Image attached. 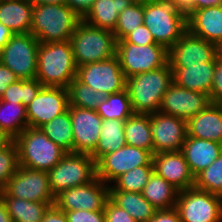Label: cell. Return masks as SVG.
Masks as SVG:
<instances>
[{
	"mask_svg": "<svg viewBox=\"0 0 222 222\" xmlns=\"http://www.w3.org/2000/svg\"><path fill=\"white\" fill-rule=\"evenodd\" d=\"M74 153L91 154L99 141L103 119L96 110L69 106Z\"/></svg>",
	"mask_w": 222,
	"mask_h": 222,
	"instance_id": "cell-19",
	"label": "cell"
},
{
	"mask_svg": "<svg viewBox=\"0 0 222 222\" xmlns=\"http://www.w3.org/2000/svg\"><path fill=\"white\" fill-rule=\"evenodd\" d=\"M19 166L48 172L68 152L50 140L40 128L26 127L15 139Z\"/></svg>",
	"mask_w": 222,
	"mask_h": 222,
	"instance_id": "cell-6",
	"label": "cell"
},
{
	"mask_svg": "<svg viewBox=\"0 0 222 222\" xmlns=\"http://www.w3.org/2000/svg\"><path fill=\"white\" fill-rule=\"evenodd\" d=\"M194 177L206 169L222 153V144L187 136L181 149Z\"/></svg>",
	"mask_w": 222,
	"mask_h": 222,
	"instance_id": "cell-23",
	"label": "cell"
},
{
	"mask_svg": "<svg viewBox=\"0 0 222 222\" xmlns=\"http://www.w3.org/2000/svg\"><path fill=\"white\" fill-rule=\"evenodd\" d=\"M0 222H13L11 216L7 211L5 203L1 198H0Z\"/></svg>",
	"mask_w": 222,
	"mask_h": 222,
	"instance_id": "cell-52",
	"label": "cell"
},
{
	"mask_svg": "<svg viewBox=\"0 0 222 222\" xmlns=\"http://www.w3.org/2000/svg\"><path fill=\"white\" fill-rule=\"evenodd\" d=\"M109 199V185L97 176L89 183L66 189L55 196L54 205L62 210H104Z\"/></svg>",
	"mask_w": 222,
	"mask_h": 222,
	"instance_id": "cell-13",
	"label": "cell"
},
{
	"mask_svg": "<svg viewBox=\"0 0 222 222\" xmlns=\"http://www.w3.org/2000/svg\"><path fill=\"white\" fill-rule=\"evenodd\" d=\"M187 30L217 47L222 44V5L190 11Z\"/></svg>",
	"mask_w": 222,
	"mask_h": 222,
	"instance_id": "cell-21",
	"label": "cell"
},
{
	"mask_svg": "<svg viewBox=\"0 0 222 222\" xmlns=\"http://www.w3.org/2000/svg\"><path fill=\"white\" fill-rule=\"evenodd\" d=\"M116 56L126 79L159 69L168 63V50L159 44L117 43Z\"/></svg>",
	"mask_w": 222,
	"mask_h": 222,
	"instance_id": "cell-10",
	"label": "cell"
},
{
	"mask_svg": "<svg viewBox=\"0 0 222 222\" xmlns=\"http://www.w3.org/2000/svg\"><path fill=\"white\" fill-rule=\"evenodd\" d=\"M69 108L68 89L43 86L37 96L26 106L28 127L40 128Z\"/></svg>",
	"mask_w": 222,
	"mask_h": 222,
	"instance_id": "cell-15",
	"label": "cell"
},
{
	"mask_svg": "<svg viewBox=\"0 0 222 222\" xmlns=\"http://www.w3.org/2000/svg\"><path fill=\"white\" fill-rule=\"evenodd\" d=\"M0 196H10L40 203H54L55 201L50 190L47 172L21 166L0 190Z\"/></svg>",
	"mask_w": 222,
	"mask_h": 222,
	"instance_id": "cell-11",
	"label": "cell"
},
{
	"mask_svg": "<svg viewBox=\"0 0 222 222\" xmlns=\"http://www.w3.org/2000/svg\"><path fill=\"white\" fill-rule=\"evenodd\" d=\"M152 163L154 172L179 191L194 187L195 177L181 150L154 154Z\"/></svg>",
	"mask_w": 222,
	"mask_h": 222,
	"instance_id": "cell-20",
	"label": "cell"
},
{
	"mask_svg": "<svg viewBox=\"0 0 222 222\" xmlns=\"http://www.w3.org/2000/svg\"><path fill=\"white\" fill-rule=\"evenodd\" d=\"M149 128L154 154L182 149L187 137V121L184 119L158 111L149 114Z\"/></svg>",
	"mask_w": 222,
	"mask_h": 222,
	"instance_id": "cell-17",
	"label": "cell"
},
{
	"mask_svg": "<svg viewBox=\"0 0 222 222\" xmlns=\"http://www.w3.org/2000/svg\"><path fill=\"white\" fill-rule=\"evenodd\" d=\"M220 5H222V0H194L193 11Z\"/></svg>",
	"mask_w": 222,
	"mask_h": 222,
	"instance_id": "cell-49",
	"label": "cell"
},
{
	"mask_svg": "<svg viewBox=\"0 0 222 222\" xmlns=\"http://www.w3.org/2000/svg\"><path fill=\"white\" fill-rule=\"evenodd\" d=\"M179 190L155 172L142 191L143 196L157 209H171L176 206Z\"/></svg>",
	"mask_w": 222,
	"mask_h": 222,
	"instance_id": "cell-28",
	"label": "cell"
},
{
	"mask_svg": "<svg viewBox=\"0 0 222 222\" xmlns=\"http://www.w3.org/2000/svg\"><path fill=\"white\" fill-rule=\"evenodd\" d=\"M40 129L55 144L67 152L74 153L73 130L69 109L42 125Z\"/></svg>",
	"mask_w": 222,
	"mask_h": 222,
	"instance_id": "cell-33",
	"label": "cell"
},
{
	"mask_svg": "<svg viewBox=\"0 0 222 222\" xmlns=\"http://www.w3.org/2000/svg\"><path fill=\"white\" fill-rule=\"evenodd\" d=\"M41 222H67V217L65 212L52 205L45 212Z\"/></svg>",
	"mask_w": 222,
	"mask_h": 222,
	"instance_id": "cell-48",
	"label": "cell"
},
{
	"mask_svg": "<svg viewBox=\"0 0 222 222\" xmlns=\"http://www.w3.org/2000/svg\"><path fill=\"white\" fill-rule=\"evenodd\" d=\"M67 222H105L104 210L87 211L74 210L66 211Z\"/></svg>",
	"mask_w": 222,
	"mask_h": 222,
	"instance_id": "cell-41",
	"label": "cell"
},
{
	"mask_svg": "<svg viewBox=\"0 0 222 222\" xmlns=\"http://www.w3.org/2000/svg\"><path fill=\"white\" fill-rule=\"evenodd\" d=\"M82 18L66 4L33 6L31 34L39 43L65 42Z\"/></svg>",
	"mask_w": 222,
	"mask_h": 222,
	"instance_id": "cell-4",
	"label": "cell"
},
{
	"mask_svg": "<svg viewBox=\"0 0 222 222\" xmlns=\"http://www.w3.org/2000/svg\"><path fill=\"white\" fill-rule=\"evenodd\" d=\"M219 49L200 37L191 34L188 30L168 50V63L171 68L188 67L212 61Z\"/></svg>",
	"mask_w": 222,
	"mask_h": 222,
	"instance_id": "cell-18",
	"label": "cell"
},
{
	"mask_svg": "<svg viewBox=\"0 0 222 222\" xmlns=\"http://www.w3.org/2000/svg\"><path fill=\"white\" fill-rule=\"evenodd\" d=\"M13 222H41L45 212L54 203H40L21 198L0 196Z\"/></svg>",
	"mask_w": 222,
	"mask_h": 222,
	"instance_id": "cell-30",
	"label": "cell"
},
{
	"mask_svg": "<svg viewBox=\"0 0 222 222\" xmlns=\"http://www.w3.org/2000/svg\"><path fill=\"white\" fill-rule=\"evenodd\" d=\"M96 112L103 120L114 119L125 121L134 114L127 89L107 95Z\"/></svg>",
	"mask_w": 222,
	"mask_h": 222,
	"instance_id": "cell-34",
	"label": "cell"
},
{
	"mask_svg": "<svg viewBox=\"0 0 222 222\" xmlns=\"http://www.w3.org/2000/svg\"><path fill=\"white\" fill-rule=\"evenodd\" d=\"M153 172V165H143L133 168L119 176L112 185H109V190L142 193L144 186L149 181Z\"/></svg>",
	"mask_w": 222,
	"mask_h": 222,
	"instance_id": "cell-36",
	"label": "cell"
},
{
	"mask_svg": "<svg viewBox=\"0 0 222 222\" xmlns=\"http://www.w3.org/2000/svg\"><path fill=\"white\" fill-rule=\"evenodd\" d=\"M219 53L222 54V44L218 47Z\"/></svg>",
	"mask_w": 222,
	"mask_h": 222,
	"instance_id": "cell-56",
	"label": "cell"
},
{
	"mask_svg": "<svg viewBox=\"0 0 222 222\" xmlns=\"http://www.w3.org/2000/svg\"><path fill=\"white\" fill-rule=\"evenodd\" d=\"M11 138L0 128V147L8 143Z\"/></svg>",
	"mask_w": 222,
	"mask_h": 222,
	"instance_id": "cell-54",
	"label": "cell"
},
{
	"mask_svg": "<svg viewBox=\"0 0 222 222\" xmlns=\"http://www.w3.org/2000/svg\"><path fill=\"white\" fill-rule=\"evenodd\" d=\"M19 167L18 147L14 139L0 147V190Z\"/></svg>",
	"mask_w": 222,
	"mask_h": 222,
	"instance_id": "cell-40",
	"label": "cell"
},
{
	"mask_svg": "<svg viewBox=\"0 0 222 222\" xmlns=\"http://www.w3.org/2000/svg\"><path fill=\"white\" fill-rule=\"evenodd\" d=\"M176 6L185 11L186 14L190 11H193V1L194 0H173Z\"/></svg>",
	"mask_w": 222,
	"mask_h": 222,
	"instance_id": "cell-51",
	"label": "cell"
},
{
	"mask_svg": "<svg viewBox=\"0 0 222 222\" xmlns=\"http://www.w3.org/2000/svg\"><path fill=\"white\" fill-rule=\"evenodd\" d=\"M215 65L216 57L209 62L188 65V67L171 68L173 71V82L188 90L210 95Z\"/></svg>",
	"mask_w": 222,
	"mask_h": 222,
	"instance_id": "cell-24",
	"label": "cell"
},
{
	"mask_svg": "<svg viewBox=\"0 0 222 222\" xmlns=\"http://www.w3.org/2000/svg\"><path fill=\"white\" fill-rule=\"evenodd\" d=\"M210 98L212 103L222 104V54L220 53L216 56V65L210 91Z\"/></svg>",
	"mask_w": 222,
	"mask_h": 222,
	"instance_id": "cell-43",
	"label": "cell"
},
{
	"mask_svg": "<svg viewBox=\"0 0 222 222\" xmlns=\"http://www.w3.org/2000/svg\"><path fill=\"white\" fill-rule=\"evenodd\" d=\"M105 222H138L125 209L120 208L110 198L104 208Z\"/></svg>",
	"mask_w": 222,
	"mask_h": 222,
	"instance_id": "cell-42",
	"label": "cell"
},
{
	"mask_svg": "<svg viewBox=\"0 0 222 222\" xmlns=\"http://www.w3.org/2000/svg\"><path fill=\"white\" fill-rule=\"evenodd\" d=\"M187 136L222 144V104L211 103L187 121Z\"/></svg>",
	"mask_w": 222,
	"mask_h": 222,
	"instance_id": "cell-22",
	"label": "cell"
},
{
	"mask_svg": "<svg viewBox=\"0 0 222 222\" xmlns=\"http://www.w3.org/2000/svg\"><path fill=\"white\" fill-rule=\"evenodd\" d=\"M13 35L14 33L8 27L0 23V52Z\"/></svg>",
	"mask_w": 222,
	"mask_h": 222,
	"instance_id": "cell-50",
	"label": "cell"
},
{
	"mask_svg": "<svg viewBox=\"0 0 222 222\" xmlns=\"http://www.w3.org/2000/svg\"><path fill=\"white\" fill-rule=\"evenodd\" d=\"M173 83V71L165 66L126 79L134 114H152L159 111L162 96Z\"/></svg>",
	"mask_w": 222,
	"mask_h": 222,
	"instance_id": "cell-3",
	"label": "cell"
},
{
	"mask_svg": "<svg viewBox=\"0 0 222 222\" xmlns=\"http://www.w3.org/2000/svg\"><path fill=\"white\" fill-rule=\"evenodd\" d=\"M132 3L130 0H95L82 20L92 26L114 31L119 14Z\"/></svg>",
	"mask_w": 222,
	"mask_h": 222,
	"instance_id": "cell-26",
	"label": "cell"
},
{
	"mask_svg": "<svg viewBox=\"0 0 222 222\" xmlns=\"http://www.w3.org/2000/svg\"><path fill=\"white\" fill-rule=\"evenodd\" d=\"M153 154L135 146L125 145L103 155L96 162V176L105 184H112L122 174L143 165H153Z\"/></svg>",
	"mask_w": 222,
	"mask_h": 222,
	"instance_id": "cell-12",
	"label": "cell"
},
{
	"mask_svg": "<svg viewBox=\"0 0 222 222\" xmlns=\"http://www.w3.org/2000/svg\"><path fill=\"white\" fill-rule=\"evenodd\" d=\"M76 67L116 56L117 40L113 31L92 26L82 19L70 38Z\"/></svg>",
	"mask_w": 222,
	"mask_h": 222,
	"instance_id": "cell-5",
	"label": "cell"
},
{
	"mask_svg": "<svg viewBox=\"0 0 222 222\" xmlns=\"http://www.w3.org/2000/svg\"><path fill=\"white\" fill-rule=\"evenodd\" d=\"M76 77L95 91L103 92L106 95L126 89V78L117 56L77 67Z\"/></svg>",
	"mask_w": 222,
	"mask_h": 222,
	"instance_id": "cell-14",
	"label": "cell"
},
{
	"mask_svg": "<svg viewBox=\"0 0 222 222\" xmlns=\"http://www.w3.org/2000/svg\"><path fill=\"white\" fill-rule=\"evenodd\" d=\"M76 76L70 40L39 44L36 79L43 86L68 88Z\"/></svg>",
	"mask_w": 222,
	"mask_h": 222,
	"instance_id": "cell-2",
	"label": "cell"
},
{
	"mask_svg": "<svg viewBox=\"0 0 222 222\" xmlns=\"http://www.w3.org/2000/svg\"><path fill=\"white\" fill-rule=\"evenodd\" d=\"M143 24L169 50L187 31V15L173 0H145Z\"/></svg>",
	"mask_w": 222,
	"mask_h": 222,
	"instance_id": "cell-1",
	"label": "cell"
},
{
	"mask_svg": "<svg viewBox=\"0 0 222 222\" xmlns=\"http://www.w3.org/2000/svg\"><path fill=\"white\" fill-rule=\"evenodd\" d=\"M130 1H132L133 3H135V2H144L145 0H130Z\"/></svg>",
	"mask_w": 222,
	"mask_h": 222,
	"instance_id": "cell-55",
	"label": "cell"
},
{
	"mask_svg": "<svg viewBox=\"0 0 222 222\" xmlns=\"http://www.w3.org/2000/svg\"><path fill=\"white\" fill-rule=\"evenodd\" d=\"M47 174L55 197L66 189L91 182L96 177V162L90 154L68 152Z\"/></svg>",
	"mask_w": 222,
	"mask_h": 222,
	"instance_id": "cell-7",
	"label": "cell"
},
{
	"mask_svg": "<svg viewBox=\"0 0 222 222\" xmlns=\"http://www.w3.org/2000/svg\"><path fill=\"white\" fill-rule=\"evenodd\" d=\"M33 6L45 4H65V0H29Z\"/></svg>",
	"mask_w": 222,
	"mask_h": 222,
	"instance_id": "cell-53",
	"label": "cell"
},
{
	"mask_svg": "<svg viewBox=\"0 0 222 222\" xmlns=\"http://www.w3.org/2000/svg\"><path fill=\"white\" fill-rule=\"evenodd\" d=\"M43 85L35 79H19L11 83L4 91L0 100L22 103L25 107L37 96Z\"/></svg>",
	"mask_w": 222,
	"mask_h": 222,
	"instance_id": "cell-37",
	"label": "cell"
},
{
	"mask_svg": "<svg viewBox=\"0 0 222 222\" xmlns=\"http://www.w3.org/2000/svg\"><path fill=\"white\" fill-rule=\"evenodd\" d=\"M39 44L31 33L14 34L0 52V63L19 79H35Z\"/></svg>",
	"mask_w": 222,
	"mask_h": 222,
	"instance_id": "cell-9",
	"label": "cell"
},
{
	"mask_svg": "<svg viewBox=\"0 0 222 222\" xmlns=\"http://www.w3.org/2000/svg\"><path fill=\"white\" fill-rule=\"evenodd\" d=\"M126 144L150 151L154 155L149 128V114H133L124 122Z\"/></svg>",
	"mask_w": 222,
	"mask_h": 222,
	"instance_id": "cell-31",
	"label": "cell"
},
{
	"mask_svg": "<svg viewBox=\"0 0 222 222\" xmlns=\"http://www.w3.org/2000/svg\"><path fill=\"white\" fill-rule=\"evenodd\" d=\"M144 2L132 3L118 16L117 25L113 31L117 41L125 39L132 31L143 24Z\"/></svg>",
	"mask_w": 222,
	"mask_h": 222,
	"instance_id": "cell-38",
	"label": "cell"
},
{
	"mask_svg": "<svg viewBox=\"0 0 222 222\" xmlns=\"http://www.w3.org/2000/svg\"><path fill=\"white\" fill-rule=\"evenodd\" d=\"M117 43H133L136 45L156 44L151 32L144 24L137 27L125 39L117 41Z\"/></svg>",
	"mask_w": 222,
	"mask_h": 222,
	"instance_id": "cell-44",
	"label": "cell"
},
{
	"mask_svg": "<svg viewBox=\"0 0 222 222\" xmlns=\"http://www.w3.org/2000/svg\"><path fill=\"white\" fill-rule=\"evenodd\" d=\"M95 0H65V4L72 8L78 16L83 18L92 8Z\"/></svg>",
	"mask_w": 222,
	"mask_h": 222,
	"instance_id": "cell-47",
	"label": "cell"
},
{
	"mask_svg": "<svg viewBox=\"0 0 222 222\" xmlns=\"http://www.w3.org/2000/svg\"><path fill=\"white\" fill-rule=\"evenodd\" d=\"M175 208L181 222H222V196L195 187L179 191Z\"/></svg>",
	"mask_w": 222,
	"mask_h": 222,
	"instance_id": "cell-8",
	"label": "cell"
},
{
	"mask_svg": "<svg viewBox=\"0 0 222 222\" xmlns=\"http://www.w3.org/2000/svg\"><path fill=\"white\" fill-rule=\"evenodd\" d=\"M124 122L114 119L103 120L98 144L90 154L95 162L103 155L115 152L126 145Z\"/></svg>",
	"mask_w": 222,
	"mask_h": 222,
	"instance_id": "cell-29",
	"label": "cell"
},
{
	"mask_svg": "<svg viewBox=\"0 0 222 222\" xmlns=\"http://www.w3.org/2000/svg\"><path fill=\"white\" fill-rule=\"evenodd\" d=\"M194 187L222 196V153L206 169L195 176Z\"/></svg>",
	"mask_w": 222,
	"mask_h": 222,
	"instance_id": "cell-39",
	"label": "cell"
},
{
	"mask_svg": "<svg viewBox=\"0 0 222 222\" xmlns=\"http://www.w3.org/2000/svg\"><path fill=\"white\" fill-rule=\"evenodd\" d=\"M26 127H28L26 107L22 103L0 100V128L11 139H15Z\"/></svg>",
	"mask_w": 222,
	"mask_h": 222,
	"instance_id": "cell-32",
	"label": "cell"
},
{
	"mask_svg": "<svg viewBox=\"0 0 222 222\" xmlns=\"http://www.w3.org/2000/svg\"><path fill=\"white\" fill-rule=\"evenodd\" d=\"M32 12L29 0H0V23L14 34L31 32Z\"/></svg>",
	"mask_w": 222,
	"mask_h": 222,
	"instance_id": "cell-25",
	"label": "cell"
},
{
	"mask_svg": "<svg viewBox=\"0 0 222 222\" xmlns=\"http://www.w3.org/2000/svg\"><path fill=\"white\" fill-rule=\"evenodd\" d=\"M69 106L96 110L107 95L95 91L92 87L82 83L77 77L68 86Z\"/></svg>",
	"mask_w": 222,
	"mask_h": 222,
	"instance_id": "cell-35",
	"label": "cell"
},
{
	"mask_svg": "<svg viewBox=\"0 0 222 222\" xmlns=\"http://www.w3.org/2000/svg\"><path fill=\"white\" fill-rule=\"evenodd\" d=\"M148 222H181L176 208L156 210Z\"/></svg>",
	"mask_w": 222,
	"mask_h": 222,
	"instance_id": "cell-45",
	"label": "cell"
},
{
	"mask_svg": "<svg viewBox=\"0 0 222 222\" xmlns=\"http://www.w3.org/2000/svg\"><path fill=\"white\" fill-rule=\"evenodd\" d=\"M17 80H19V78L16 74L0 63V98L8 86Z\"/></svg>",
	"mask_w": 222,
	"mask_h": 222,
	"instance_id": "cell-46",
	"label": "cell"
},
{
	"mask_svg": "<svg viewBox=\"0 0 222 222\" xmlns=\"http://www.w3.org/2000/svg\"><path fill=\"white\" fill-rule=\"evenodd\" d=\"M211 103L209 94L191 91L173 82L162 96L159 112L188 121Z\"/></svg>",
	"mask_w": 222,
	"mask_h": 222,
	"instance_id": "cell-16",
	"label": "cell"
},
{
	"mask_svg": "<svg viewBox=\"0 0 222 222\" xmlns=\"http://www.w3.org/2000/svg\"><path fill=\"white\" fill-rule=\"evenodd\" d=\"M109 198L138 222H148L157 210L142 193L109 190Z\"/></svg>",
	"mask_w": 222,
	"mask_h": 222,
	"instance_id": "cell-27",
	"label": "cell"
}]
</instances>
